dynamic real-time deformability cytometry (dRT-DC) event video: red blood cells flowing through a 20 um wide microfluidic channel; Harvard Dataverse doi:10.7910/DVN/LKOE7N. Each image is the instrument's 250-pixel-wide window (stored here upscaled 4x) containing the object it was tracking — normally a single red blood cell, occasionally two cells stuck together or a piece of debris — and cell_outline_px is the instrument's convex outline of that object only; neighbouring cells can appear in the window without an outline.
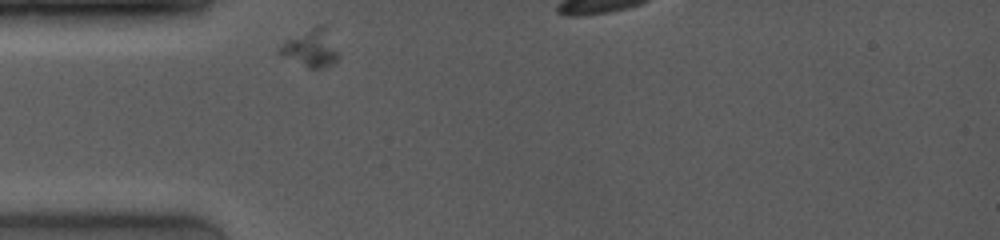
{"species": "common noctule bat (a hibernating species)", "species_latin": "Nyctalus noctula", "temperature_condition": "room temperature", "stored_images_in_passage": 1, "camera_frame_rate_fps": 4000, "um_per_image_px": 0.085, "animal": {"sex": "female", "body_mass_g": 19.0, "forearm_length_mm": 53.3}, "frame": {"image": 1, "passage_image": 1, "time_ms": 0.0, "image_size_px": [1000, 240], "cell_outline_px": [[336, 60], [332, 64], [324, 68], [308, 68], [280, 56], [276, 52], [284, 40], [320, 24], [324, 24], [336, 52]], "centroid_in_image_um": [26.33, 4.11], "position_along_channel_um": 58.7, "area_um2": 12.6}}